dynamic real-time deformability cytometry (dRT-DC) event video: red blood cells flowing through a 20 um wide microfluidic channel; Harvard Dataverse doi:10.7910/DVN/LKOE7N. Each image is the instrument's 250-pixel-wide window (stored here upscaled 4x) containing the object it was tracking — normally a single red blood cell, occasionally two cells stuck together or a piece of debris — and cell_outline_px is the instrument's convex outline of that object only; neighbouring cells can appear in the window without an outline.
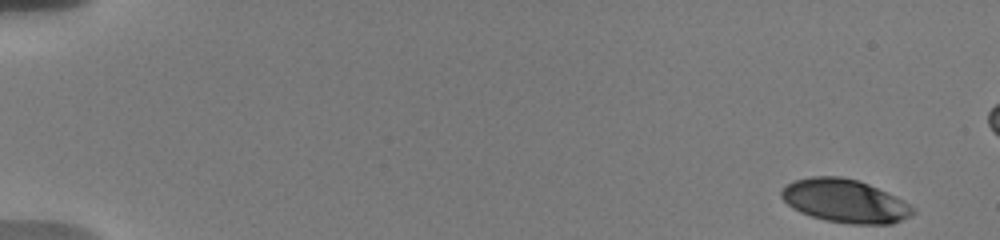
{"species": "human", "species_latin": "Homo sapiens", "temperature_condition": "warm", "stored_images_in_passage": 17, "camera_frame_rate_fps": 3000, "um_per_image_px": 0.085, "donor": {"sex": "male"}, "frame": {"image": 1, "passage_image": 1, "time_ms": 0.0, "image_size_px": [1000, 240], "cell_outline_px": [[916, 208], [908, 216], [892, 224], [852, 224], [828, 220], [812, 216], [800, 212], [792, 208], [780, 196], [780, 192], [788, 184], [796, 180], [812, 176], [840, 176], [856, 180], [868, 184], [896, 196], [904, 200]], "centroid_in_image_um": [71.82, 17.08], "position_along_channel_um": 13.2, "area_um2": 32.83}}